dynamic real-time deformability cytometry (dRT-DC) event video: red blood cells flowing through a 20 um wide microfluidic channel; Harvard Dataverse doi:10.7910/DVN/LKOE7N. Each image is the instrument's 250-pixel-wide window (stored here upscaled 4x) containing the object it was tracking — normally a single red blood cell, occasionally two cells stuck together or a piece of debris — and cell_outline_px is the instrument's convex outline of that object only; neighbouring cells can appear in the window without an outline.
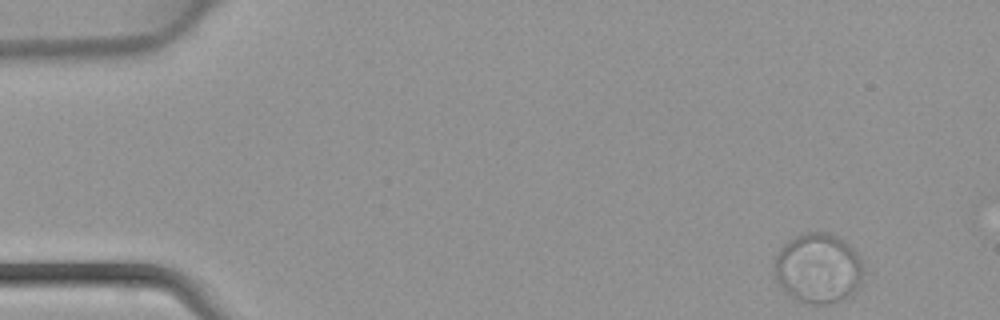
{"species": "common noctule bat (a hibernating species)", "species_latin": "Nyctalus noctula", "temperature_condition": "warm", "stored_images_in_passage": 43, "camera_frame_rate_fps": 3000, "um_per_image_px": 0.085, "animal": {"sex": "female", "body_mass_g": 22.7, "forearm_length_mm": 54.2}, "frame": {"image": 1, "passage_image": 1, "time_ms": 0.0, "image_size_px": [1000, 320], "cell_outline_px": [[860, 284], [848, 296], [840, 300], [828, 304], [812, 304], [796, 300], [776, 280], [776, 256], [780, 248], [788, 240], [804, 232], [828, 232], [844, 240], [860, 256]], "centroid_in_image_um": [69.53, 22.78], "position_along_channel_um": 15.5, "area_um2": 35.66}}
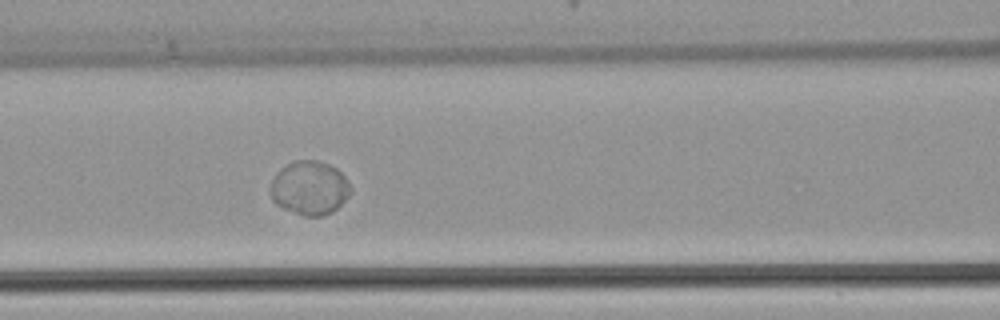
{"frame": {"image": 2, "passage_image": 17, "time_ms": 5.333, "image_size_px": [1000, 320], "cell_outline_px": [[352, 192], [332, 212], [320, 216], [304, 216], [284, 208], [276, 204], [272, 200], [272, 180], [276, 172], [280, 168], [296, 160], [316, 160], [328, 164], [336, 168], [348, 180], [352, 188]], "centroid_in_image_um": [26.33, 15.97], "position_along_channel_um": 140.3, "area_um2": 24.97}}
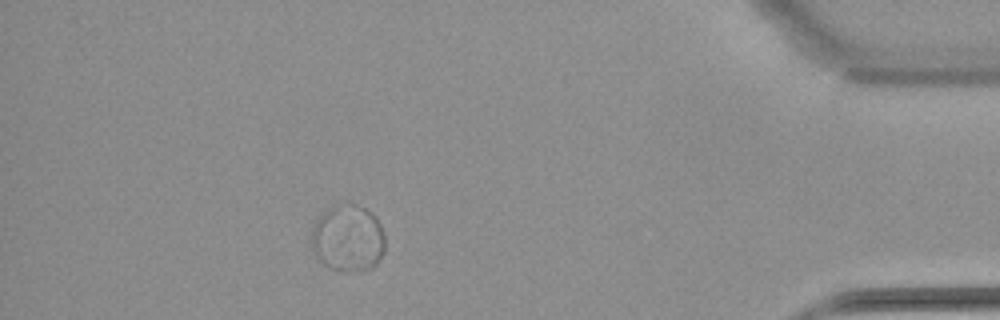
{"frame": {"image": 3, "passage_image": 38, "time_ms": 12.333, "image_size_px": [1000, 320], "cell_outline_px": [[384, 252], [380, 260], [376, 264], [364, 272], [344, 272], [328, 268], [312, 252], [312, 228], [316, 216], [328, 208], [336, 204], [356, 204], [372, 212], [376, 216], [384, 232]], "centroid_in_image_um": [29.57, 20.26], "position_along_channel_um": 405.6, "area_um2": 29.42}}